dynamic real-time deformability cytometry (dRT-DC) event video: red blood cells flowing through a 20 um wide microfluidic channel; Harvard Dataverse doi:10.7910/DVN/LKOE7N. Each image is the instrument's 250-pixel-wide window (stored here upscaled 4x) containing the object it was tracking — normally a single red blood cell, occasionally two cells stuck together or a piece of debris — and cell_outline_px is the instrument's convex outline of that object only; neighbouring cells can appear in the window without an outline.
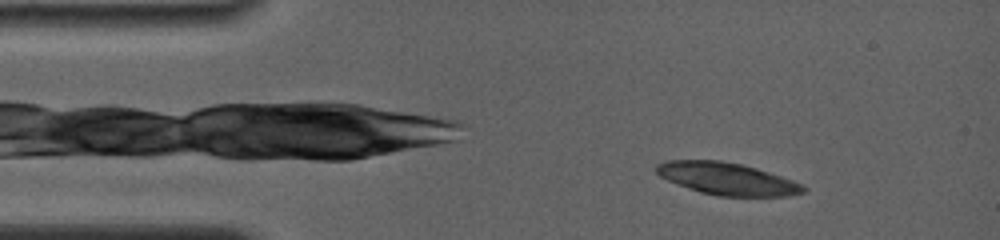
{"species": "common noctule bat (a hibernating species)", "species_latin": "Nyctalus noctula", "temperature_condition": "room temperature", "stored_images_in_passage": 15, "camera_frame_rate_fps": 4000, "um_per_image_px": 0.085, "animal": {"sex": "female", "body_mass_g": 19.0, "forearm_length_mm": 56.7}, "frame": {"image": 1, "passage_image": 9, "time_ms": 2.0, "image_size_px": [1000, 240], "cell_outline_px": [[808, 188], [804, 192], [788, 196], [720, 196], [700, 192], [688, 188], [668, 180], [660, 176], [656, 172], [656, 164], [664, 160], [720, 160], [740, 164], [756, 168], [804, 184]], "centroid_in_image_um": [61.8, 15.19], "position_along_channel_um": 23.2, "area_um2": 27.51}}